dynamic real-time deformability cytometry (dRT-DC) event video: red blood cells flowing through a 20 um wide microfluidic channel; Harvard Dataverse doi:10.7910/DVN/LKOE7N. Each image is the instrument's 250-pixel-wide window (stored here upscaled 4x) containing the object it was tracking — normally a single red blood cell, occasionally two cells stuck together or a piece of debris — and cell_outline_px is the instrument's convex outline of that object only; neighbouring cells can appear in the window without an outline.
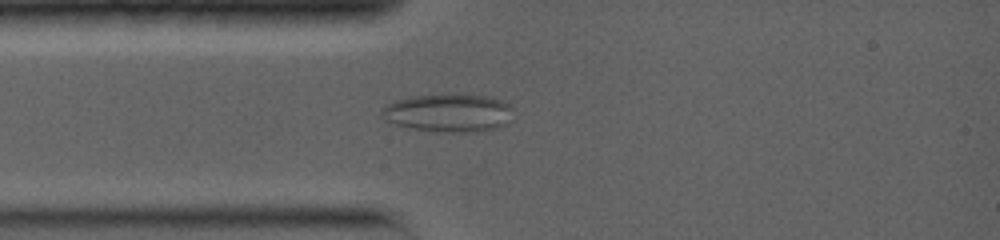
{"species": "common noctule bat (a hibernating species)", "species_latin": "Nyctalus noctula", "temperature_condition": "warm", "stored_images_in_passage": 37, "camera_frame_rate_fps": 5000, "um_per_image_px": 0.085, "animal": {"sex": "female", "body_mass_g": 19.0, "forearm_length_mm": 56.7}, "frame": {"image": 1, "passage_image": 5, "time_ms": 2.4, "image_size_px": [1000, 240], "cell_outline_px": [[512, 108], [504, 124], [496, 128], [476, 132], [432, 132], [388, 124], [380, 116], [380, 112], [388, 104], [396, 100], [412, 96], [488, 96], [500, 100], [508, 104]], "centroid_in_image_um": [38.01, 9.64], "position_along_channel_um": 47.0, "area_um2": 28.73}}
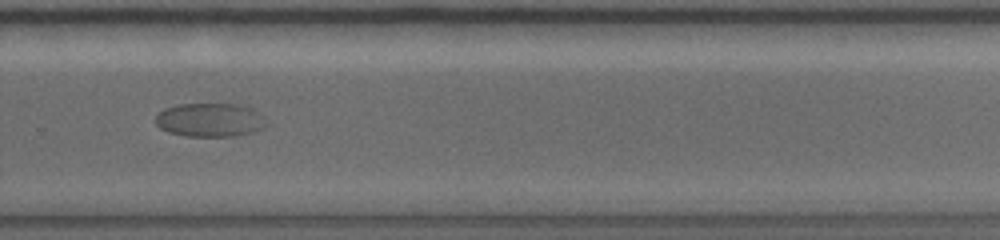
{"frame": {"image": 2, "passage_image": 19, "time_ms": 9.8, "image_size_px": [1000, 240], "cell_outline_px": [[268, 124], [264, 128], [252, 132], [232, 136], [188, 136], [168, 132], [160, 128], [156, 124], [156, 116], [164, 108], [180, 104], [236, 104], [252, 108], [260, 112], [264, 116]], "centroid_in_image_um": [17.88, 10.19], "position_along_channel_um": 311.9, "area_um2": 21.85}}
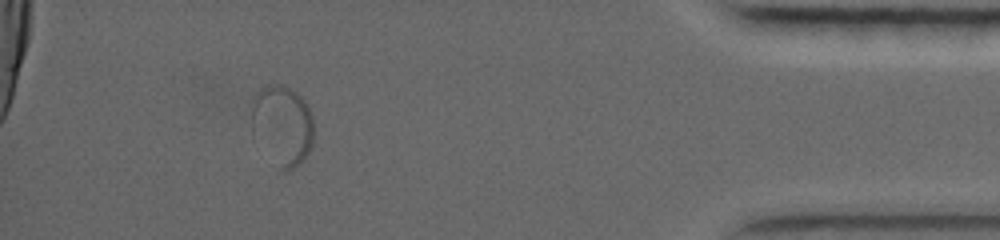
{"frame": {"image": 3, "passage_image": 30, "time_ms": 14.2, "image_size_px": [1000, 240], "cell_outline_px": [[312, 144], [304, 160], [292, 168], [284, 172], [252, 132], [252, 100], [256, 92], [260, 88], [272, 84], [284, 84], [296, 92], [304, 100], [312, 116]], "centroid_in_image_um": [24.0, 10.58], "position_along_channel_um": 411.2, "area_um2": 28.44}}